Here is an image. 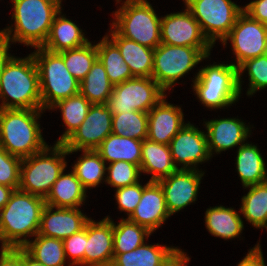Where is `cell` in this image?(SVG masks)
I'll return each instance as SVG.
<instances>
[{"instance_id": "obj_1", "label": "cell", "mask_w": 267, "mask_h": 266, "mask_svg": "<svg viewBox=\"0 0 267 266\" xmlns=\"http://www.w3.org/2000/svg\"><path fill=\"white\" fill-rule=\"evenodd\" d=\"M45 198L14 190L9 201L0 210L1 250L5 248H22L31 236L39 231L41 213ZM24 237V238H22Z\"/></svg>"}, {"instance_id": "obj_2", "label": "cell", "mask_w": 267, "mask_h": 266, "mask_svg": "<svg viewBox=\"0 0 267 266\" xmlns=\"http://www.w3.org/2000/svg\"><path fill=\"white\" fill-rule=\"evenodd\" d=\"M0 98V109H42L39 72L32 53L26 58L12 56L6 63L0 75Z\"/></svg>"}, {"instance_id": "obj_3", "label": "cell", "mask_w": 267, "mask_h": 266, "mask_svg": "<svg viewBox=\"0 0 267 266\" xmlns=\"http://www.w3.org/2000/svg\"><path fill=\"white\" fill-rule=\"evenodd\" d=\"M11 2L14 3L12 19L15 27L4 29V37L9 42H19L34 48L42 47L48 38L55 16L61 11L62 0H12Z\"/></svg>"}, {"instance_id": "obj_4", "label": "cell", "mask_w": 267, "mask_h": 266, "mask_svg": "<svg viewBox=\"0 0 267 266\" xmlns=\"http://www.w3.org/2000/svg\"><path fill=\"white\" fill-rule=\"evenodd\" d=\"M42 111L0 109V147L21 159L44 150L48 145L37 121Z\"/></svg>"}, {"instance_id": "obj_5", "label": "cell", "mask_w": 267, "mask_h": 266, "mask_svg": "<svg viewBox=\"0 0 267 266\" xmlns=\"http://www.w3.org/2000/svg\"><path fill=\"white\" fill-rule=\"evenodd\" d=\"M65 155H68L65 146L55 143L53 148L47 146L44 150L22 159L18 189L46 198L54 182L67 167Z\"/></svg>"}, {"instance_id": "obj_6", "label": "cell", "mask_w": 267, "mask_h": 266, "mask_svg": "<svg viewBox=\"0 0 267 266\" xmlns=\"http://www.w3.org/2000/svg\"><path fill=\"white\" fill-rule=\"evenodd\" d=\"M114 15L111 28L120 36L152 49L161 44V18L147 0H126Z\"/></svg>"}, {"instance_id": "obj_7", "label": "cell", "mask_w": 267, "mask_h": 266, "mask_svg": "<svg viewBox=\"0 0 267 266\" xmlns=\"http://www.w3.org/2000/svg\"><path fill=\"white\" fill-rule=\"evenodd\" d=\"M36 62L41 91L42 110L79 93L80 82L67 70L63 57L43 47L32 53Z\"/></svg>"}, {"instance_id": "obj_8", "label": "cell", "mask_w": 267, "mask_h": 266, "mask_svg": "<svg viewBox=\"0 0 267 266\" xmlns=\"http://www.w3.org/2000/svg\"><path fill=\"white\" fill-rule=\"evenodd\" d=\"M193 89L206 107L218 109L232 105L240 97L238 68L232 64H214L201 68Z\"/></svg>"}, {"instance_id": "obj_9", "label": "cell", "mask_w": 267, "mask_h": 266, "mask_svg": "<svg viewBox=\"0 0 267 266\" xmlns=\"http://www.w3.org/2000/svg\"><path fill=\"white\" fill-rule=\"evenodd\" d=\"M211 48L160 44L154 49L152 78L166 91L195 65L210 56Z\"/></svg>"}, {"instance_id": "obj_10", "label": "cell", "mask_w": 267, "mask_h": 266, "mask_svg": "<svg viewBox=\"0 0 267 266\" xmlns=\"http://www.w3.org/2000/svg\"><path fill=\"white\" fill-rule=\"evenodd\" d=\"M186 8L199 23L201 31L213 46L229 35L243 7L231 0H183Z\"/></svg>"}, {"instance_id": "obj_11", "label": "cell", "mask_w": 267, "mask_h": 266, "mask_svg": "<svg viewBox=\"0 0 267 266\" xmlns=\"http://www.w3.org/2000/svg\"><path fill=\"white\" fill-rule=\"evenodd\" d=\"M152 77H134L114 85L108 101L112 114L141 111L148 113L166 94Z\"/></svg>"}, {"instance_id": "obj_12", "label": "cell", "mask_w": 267, "mask_h": 266, "mask_svg": "<svg viewBox=\"0 0 267 266\" xmlns=\"http://www.w3.org/2000/svg\"><path fill=\"white\" fill-rule=\"evenodd\" d=\"M227 40L232 43V50L236 56L238 68L246 60L267 54V28L264 23L252 19L244 11L238 16L229 35L222 42L226 45Z\"/></svg>"}, {"instance_id": "obj_13", "label": "cell", "mask_w": 267, "mask_h": 266, "mask_svg": "<svg viewBox=\"0 0 267 266\" xmlns=\"http://www.w3.org/2000/svg\"><path fill=\"white\" fill-rule=\"evenodd\" d=\"M112 115L107 104H92L84 121L63 143L67 153L96 150L112 134Z\"/></svg>"}, {"instance_id": "obj_14", "label": "cell", "mask_w": 267, "mask_h": 266, "mask_svg": "<svg viewBox=\"0 0 267 266\" xmlns=\"http://www.w3.org/2000/svg\"><path fill=\"white\" fill-rule=\"evenodd\" d=\"M161 43L174 46L212 48L203 35L199 23L186 8L184 12L161 17Z\"/></svg>"}, {"instance_id": "obj_15", "label": "cell", "mask_w": 267, "mask_h": 266, "mask_svg": "<svg viewBox=\"0 0 267 266\" xmlns=\"http://www.w3.org/2000/svg\"><path fill=\"white\" fill-rule=\"evenodd\" d=\"M169 147L177 169L196 170V165L209 160L211 157L207 134L198 130L190 122L186 123L173 137ZM176 163L182 164L183 167L179 168Z\"/></svg>"}, {"instance_id": "obj_16", "label": "cell", "mask_w": 267, "mask_h": 266, "mask_svg": "<svg viewBox=\"0 0 267 266\" xmlns=\"http://www.w3.org/2000/svg\"><path fill=\"white\" fill-rule=\"evenodd\" d=\"M203 172L178 169L171 175L158 180L170 215L196 201Z\"/></svg>"}, {"instance_id": "obj_17", "label": "cell", "mask_w": 267, "mask_h": 266, "mask_svg": "<svg viewBox=\"0 0 267 266\" xmlns=\"http://www.w3.org/2000/svg\"><path fill=\"white\" fill-rule=\"evenodd\" d=\"M170 216L160 184L156 181H149L143 186L139 204L127 219L146 227L153 233Z\"/></svg>"}, {"instance_id": "obj_18", "label": "cell", "mask_w": 267, "mask_h": 266, "mask_svg": "<svg viewBox=\"0 0 267 266\" xmlns=\"http://www.w3.org/2000/svg\"><path fill=\"white\" fill-rule=\"evenodd\" d=\"M113 258V221L108 216L99 222L89 219L84 265L109 266Z\"/></svg>"}, {"instance_id": "obj_19", "label": "cell", "mask_w": 267, "mask_h": 266, "mask_svg": "<svg viewBox=\"0 0 267 266\" xmlns=\"http://www.w3.org/2000/svg\"><path fill=\"white\" fill-rule=\"evenodd\" d=\"M45 205L38 235L64 240L82 230L90 219L79 208H56Z\"/></svg>"}, {"instance_id": "obj_20", "label": "cell", "mask_w": 267, "mask_h": 266, "mask_svg": "<svg viewBox=\"0 0 267 266\" xmlns=\"http://www.w3.org/2000/svg\"><path fill=\"white\" fill-rule=\"evenodd\" d=\"M165 97L148 112L147 139L169 145L185 124L180 106L167 103Z\"/></svg>"}, {"instance_id": "obj_21", "label": "cell", "mask_w": 267, "mask_h": 266, "mask_svg": "<svg viewBox=\"0 0 267 266\" xmlns=\"http://www.w3.org/2000/svg\"><path fill=\"white\" fill-rule=\"evenodd\" d=\"M236 118L215 119L205 122L210 155L242 145L249 136L250 128ZM213 150V151H212Z\"/></svg>"}, {"instance_id": "obj_22", "label": "cell", "mask_w": 267, "mask_h": 266, "mask_svg": "<svg viewBox=\"0 0 267 266\" xmlns=\"http://www.w3.org/2000/svg\"><path fill=\"white\" fill-rule=\"evenodd\" d=\"M184 252L176 247L143 243L135 250L114 253V266H171Z\"/></svg>"}, {"instance_id": "obj_23", "label": "cell", "mask_w": 267, "mask_h": 266, "mask_svg": "<svg viewBox=\"0 0 267 266\" xmlns=\"http://www.w3.org/2000/svg\"><path fill=\"white\" fill-rule=\"evenodd\" d=\"M140 170L141 173L152 174L149 181L156 182L178 170L174 164L169 145L144 139L142 141Z\"/></svg>"}, {"instance_id": "obj_24", "label": "cell", "mask_w": 267, "mask_h": 266, "mask_svg": "<svg viewBox=\"0 0 267 266\" xmlns=\"http://www.w3.org/2000/svg\"><path fill=\"white\" fill-rule=\"evenodd\" d=\"M111 40L117 45L134 77H152L154 49L120 36L113 28Z\"/></svg>"}, {"instance_id": "obj_25", "label": "cell", "mask_w": 267, "mask_h": 266, "mask_svg": "<svg viewBox=\"0 0 267 266\" xmlns=\"http://www.w3.org/2000/svg\"><path fill=\"white\" fill-rule=\"evenodd\" d=\"M59 15L61 11L55 16L48 38L42 47L60 53L86 45L89 41L82 30L64 15Z\"/></svg>"}, {"instance_id": "obj_26", "label": "cell", "mask_w": 267, "mask_h": 266, "mask_svg": "<svg viewBox=\"0 0 267 266\" xmlns=\"http://www.w3.org/2000/svg\"><path fill=\"white\" fill-rule=\"evenodd\" d=\"M86 191L73 171L62 172L45 198V204L54 208H78L87 197Z\"/></svg>"}, {"instance_id": "obj_27", "label": "cell", "mask_w": 267, "mask_h": 266, "mask_svg": "<svg viewBox=\"0 0 267 266\" xmlns=\"http://www.w3.org/2000/svg\"><path fill=\"white\" fill-rule=\"evenodd\" d=\"M142 140L109 134L96 149L106 162L127 161L141 165Z\"/></svg>"}, {"instance_id": "obj_28", "label": "cell", "mask_w": 267, "mask_h": 266, "mask_svg": "<svg viewBox=\"0 0 267 266\" xmlns=\"http://www.w3.org/2000/svg\"><path fill=\"white\" fill-rule=\"evenodd\" d=\"M236 168L244 187L267 181L265 162L255 145L244 143L238 147Z\"/></svg>"}, {"instance_id": "obj_29", "label": "cell", "mask_w": 267, "mask_h": 266, "mask_svg": "<svg viewBox=\"0 0 267 266\" xmlns=\"http://www.w3.org/2000/svg\"><path fill=\"white\" fill-rule=\"evenodd\" d=\"M205 224L210 234L225 240L237 237L244 228L242 218L234 208L224 206L208 208L205 213Z\"/></svg>"}, {"instance_id": "obj_30", "label": "cell", "mask_w": 267, "mask_h": 266, "mask_svg": "<svg viewBox=\"0 0 267 266\" xmlns=\"http://www.w3.org/2000/svg\"><path fill=\"white\" fill-rule=\"evenodd\" d=\"M108 35L96 44L98 59L104 65L107 76L113 85L120 84L128 79L134 78L129 66L124 61L117 45Z\"/></svg>"}, {"instance_id": "obj_31", "label": "cell", "mask_w": 267, "mask_h": 266, "mask_svg": "<svg viewBox=\"0 0 267 266\" xmlns=\"http://www.w3.org/2000/svg\"><path fill=\"white\" fill-rule=\"evenodd\" d=\"M114 85L110 82L104 65L95 61L86 77L80 82L79 93L92 104H108Z\"/></svg>"}, {"instance_id": "obj_32", "label": "cell", "mask_w": 267, "mask_h": 266, "mask_svg": "<svg viewBox=\"0 0 267 266\" xmlns=\"http://www.w3.org/2000/svg\"><path fill=\"white\" fill-rule=\"evenodd\" d=\"M92 103L78 93L63 99L54 104L51 109L59 108L62 112V119L67 126L64 134L58 139L56 144H63L81 125L86 118Z\"/></svg>"}, {"instance_id": "obj_33", "label": "cell", "mask_w": 267, "mask_h": 266, "mask_svg": "<svg viewBox=\"0 0 267 266\" xmlns=\"http://www.w3.org/2000/svg\"><path fill=\"white\" fill-rule=\"evenodd\" d=\"M31 257L45 266H64L66 261L63 240L36 235L22 247Z\"/></svg>"}, {"instance_id": "obj_34", "label": "cell", "mask_w": 267, "mask_h": 266, "mask_svg": "<svg viewBox=\"0 0 267 266\" xmlns=\"http://www.w3.org/2000/svg\"><path fill=\"white\" fill-rule=\"evenodd\" d=\"M245 188L250 189L242 197L240 212L255 228H264L267 225V181Z\"/></svg>"}, {"instance_id": "obj_35", "label": "cell", "mask_w": 267, "mask_h": 266, "mask_svg": "<svg viewBox=\"0 0 267 266\" xmlns=\"http://www.w3.org/2000/svg\"><path fill=\"white\" fill-rule=\"evenodd\" d=\"M151 232L144 226L121 219L119 224L113 222V253H125L142 245Z\"/></svg>"}, {"instance_id": "obj_36", "label": "cell", "mask_w": 267, "mask_h": 266, "mask_svg": "<svg viewBox=\"0 0 267 266\" xmlns=\"http://www.w3.org/2000/svg\"><path fill=\"white\" fill-rule=\"evenodd\" d=\"M82 156L72 167V171L80 180L82 186L95 188L105 177L106 164L96 150H82Z\"/></svg>"}, {"instance_id": "obj_37", "label": "cell", "mask_w": 267, "mask_h": 266, "mask_svg": "<svg viewBox=\"0 0 267 266\" xmlns=\"http://www.w3.org/2000/svg\"><path fill=\"white\" fill-rule=\"evenodd\" d=\"M112 134L144 140L148 135V113L131 111L112 115Z\"/></svg>"}, {"instance_id": "obj_38", "label": "cell", "mask_w": 267, "mask_h": 266, "mask_svg": "<svg viewBox=\"0 0 267 266\" xmlns=\"http://www.w3.org/2000/svg\"><path fill=\"white\" fill-rule=\"evenodd\" d=\"M59 54L63 57L67 70L79 82L86 77L92 65L98 59L96 45H92L91 42L75 49L62 51Z\"/></svg>"}, {"instance_id": "obj_39", "label": "cell", "mask_w": 267, "mask_h": 266, "mask_svg": "<svg viewBox=\"0 0 267 266\" xmlns=\"http://www.w3.org/2000/svg\"><path fill=\"white\" fill-rule=\"evenodd\" d=\"M248 70L249 89L247 95H253L258 90L267 87V54L246 60L238 67V85L241 93V75Z\"/></svg>"}, {"instance_id": "obj_40", "label": "cell", "mask_w": 267, "mask_h": 266, "mask_svg": "<svg viewBox=\"0 0 267 266\" xmlns=\"http://www.w3.org/2000/svg\"><path fill=\"white\" fill-rule=\"evenodd\" d=\"M108 175L105 182L114 188L131 186L139 182L140 167L127 161H116L109 163L106 167Z\"/></svg>"}, {"instance_id": "obj_41", "label": "cell", "mask_w": 267, "mask_h": 266, "mask_svg": "<svg viewBox=\"0 0 267 266\" xmlns=\"http://www.w3.org/2000/svg\"><path fill=\"white\" fill-rule=\"evenodd\" d=\"M21 161V158L9 154L0 147V185L12 187L15 190L19 188Z\"/></svg>"}, {"instance_id": "obj_42", "label": "cell", "mask_w": 267, "mask_h": 266, "mask_svg": "<svg viewBox=\"0 0 267 266\" xmlns=\"http://www.w3.org/2000/svg\"><path fill=\"white\" fill-rule=\"evenodd\" d=\"M87 242V222L82 230L74 233L70 237L63 240L65 256L71 257L73 265H84V252Z\"/></svg>"}, {"instance_id": "obj_43", "label": "cell", "mask_w": 267, "mask_h": 266, "mask_svg": "<svg viewBox=\"0 0 267 266\" xmlns=\"http://www.w3.org/2000/svg\"><path fill=\"white\" fill-rule=\"evenodd\" d=\"M143 193V186L138 182L131 186L116 189L115 198L118 208L127 213L128 217L133 213L139 204Z\"/></svg>"}, {"instance_id": "obj_44", "label": "cell", "mask_w": 267, "mask_h": 266, "mask_svg": "<svg viewBox=\"0 0 267 266\" xmlns=\"http://www.w3.org/2000/svg\"><path fill=\"white\" fill-rule=\"evenodd\" d=\"M243 11L252 19L265 24L267 21V0H254L243 7Z\"/></svg>"}, {"instance_id": "obj_45", "label": "cell", "mask_w": 267, "mask_h": 266, "mask_svg": "<svg viewBox=\"0 0 267 266\" xmlns=\"http://www.w3.org/2000/svg\"><path fill=\"white\" fill-rule=\"evenodd\" d=\"M0 266H23V248H5L1 250Z\"/></svg>"}, {"instance_id": "obj_46", "label": "cell", "mask_w": 267, "mask_h": 266, "mask_svg": "<svg viewBox=\"0 0 267 266\" xmlns=\"http://www.w3.org/2000/svg\"><path fill=\"white\" fill-rule=\"evenodd\" d=\"M237 266H266L260 244L250 249L245 258Z\"/></svg>"}, {"instance_id": "obj_47", "label": "cell", "mask_w": 267, "mask_h": 266, "mask_svg": "<svg viewBox=\"0 0 267 266\" xmlns=\"http://www.w3.org/2000/svg\"><path fill=\"white\" fill-rule=\"evenodd\" d=\"M10 48V42L4 37V35H0V75L3 72V69L9 59L12 57L8 50Z\"/></svg>"}, {"instance_id": "obj_48", "label": "cell", "mask_w": 267, "mask_h": 266, "mask_svg": "<svg viewBox=\"0 0 267 266\" xmlns=\"http://www.w3.org/2000/svg\"><path fill=\"white\" fill-rule=\"evenodd\" d=\"M14 188L5 185H0V210L9 201L11 194L14 192Z\"/></svg>"}, {"instance_id": "obj_49", "label": "cell", "mask_w": 267, "mask_h": 266, "mask_svg": "<svg viewBox=\"0 0 267 266\" xmlns=\"http://www.w3.org/2000/svg\"><path fill=\"white\" fill-rule=\"evenodd\" d=\"M23 266H45L41 264L33 257H31L24 249H23Z\"/></svg>"}, {"instance_id": "obj_50", "label": "cell", "mask_w": 267, "mask_h": 266, "mask_svg": "<svg viewBox=\"0 0 267 266\" xmlns=\"http://www.w3.org/2000/svg\"><path fill=\"white\" fill-rule=\"evenodd\" d=\"M190 261V258L183 253L171 266H187L186 264Z\"/></svg>"}]
</instances>
